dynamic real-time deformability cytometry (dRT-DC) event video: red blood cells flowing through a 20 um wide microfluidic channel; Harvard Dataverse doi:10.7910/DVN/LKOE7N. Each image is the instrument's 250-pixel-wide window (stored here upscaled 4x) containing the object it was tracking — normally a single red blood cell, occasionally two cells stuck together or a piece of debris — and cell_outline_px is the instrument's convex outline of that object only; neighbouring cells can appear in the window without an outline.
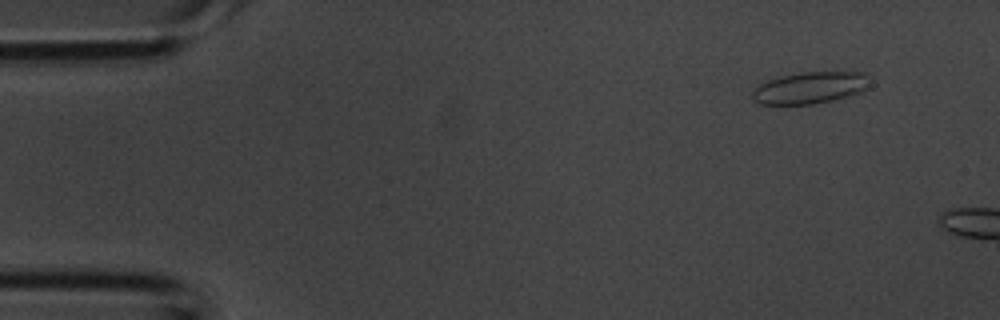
{"species": "common noctule bat (a hibernating species)", "species_latin": "Nyctalus noctula", "temperature_condition": "room temperature", "stored_images_in_passage": 2, "camera_frame_rate_fps": 3000, "um_per_image_px": 0.085, "animal": {"sex": "male", "body_mass_g": 20.1, "forearm_length_mm": 53.5}, "frame": {"image": 1, "passage_image": 1, "time_ms": 0.0, "image_size_px": [1000, 320], "cell_outline_px": [[864, 88], [860, 92], [832, 100], [812, 104], [760, 104], [752, 100], [752, 92], [760, 84], [768, 80], [780, 76], [800, 72], [864, 72]], "centroid_in_image_um": [68.73, 7.46], "position_along_channel_um": 16.3, "area_um2": 21.15}}